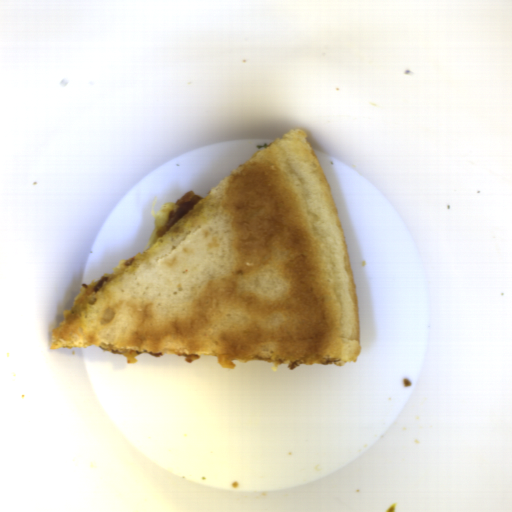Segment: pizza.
<instances>
[{
    "instance_id": "1",
    "label": "pizza",
    "mask_w": 512,
    "mask_h": 512,
    "mask_svg": "<svg viewBox=\"0 0 512 512\" xmlns=\"http://www.w3.org/2000/svg\"><path fill=\"white\" fill-rule=\"evenodd\" d=\"M83 289L52 348L203 356L222 368L344 365L361 352L346 239L307 131L292 129L222 179L162 206L143 251Z\"/></svg>"
}]
</instances>
